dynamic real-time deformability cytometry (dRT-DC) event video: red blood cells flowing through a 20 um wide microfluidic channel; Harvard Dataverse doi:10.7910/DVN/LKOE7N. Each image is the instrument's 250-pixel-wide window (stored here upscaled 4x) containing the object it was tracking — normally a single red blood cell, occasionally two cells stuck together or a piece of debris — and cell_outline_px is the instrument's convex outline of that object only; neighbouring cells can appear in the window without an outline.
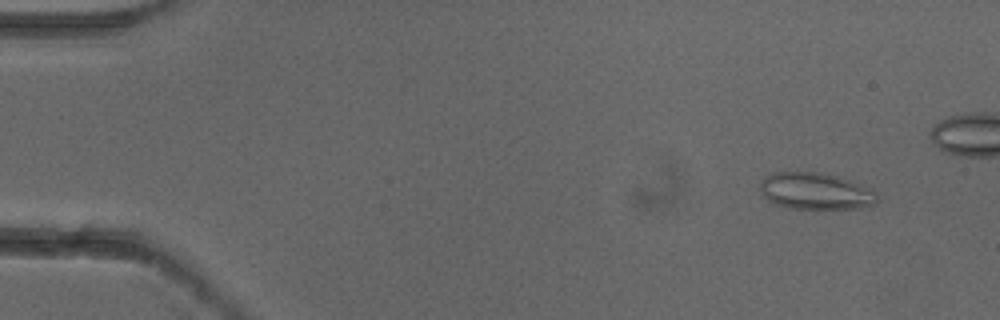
{"species": "common noctule bat (a hibernating species)", "species_latin": "Nyctalus noctula", "temperature_condition": "cold", "stored_images_in_passage": 6, "camera_frame_rate_fps": 3000, "um_per_image_px": 0.085, "animal": {"sex": "female"}, "frame": {"image": 1, "passage_image": 2, "time_ms": 0.333, "image_size_px": [1000, 320], "cell_outline_px": [[880, 200], [876, 204], [868, 208], [788, 208], [772, 204], [760, 196], [760, 180], [772, 172], [820, 172], [836, 176], [848, 180], [876, 192]], "centroid_in_image_um": [69.27, 16.26], "position_along_channel_um": 15.7, "area_um2": 25.37}}